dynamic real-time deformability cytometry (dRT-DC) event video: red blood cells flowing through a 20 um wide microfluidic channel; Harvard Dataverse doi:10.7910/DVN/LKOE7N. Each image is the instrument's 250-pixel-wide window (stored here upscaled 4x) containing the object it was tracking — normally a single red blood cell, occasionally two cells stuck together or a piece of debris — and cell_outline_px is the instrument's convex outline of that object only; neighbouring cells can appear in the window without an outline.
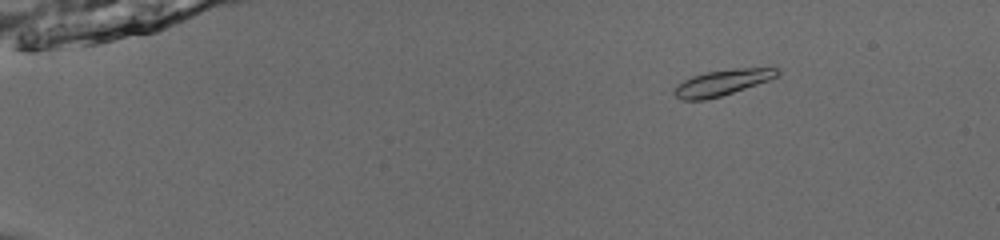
{"species": "common noctule bat (a hibernating species)", "species_latin": "Nyctalus noctula", "temperature_condition": "room temperature", "stored_images_in_passage": 53, "camera_frame_rate_fps": 3000, "um_per_image_px": 0.085, "animal": {"sex": "male", "body_mass_g": 13.0, "forearm_length_mm": 53.1}, "frame": {"image": 1, "passage_image": 10, "time_ms": 3.0, "image_size_px": [1000, 240], "cell_outline_px": [[780, 72], [776, 76], [768, 80], [720, 96], [704, 100], [684, 100], [676, 96], [672, 92], [672, 88], [684, 80], [692, 76], [704, 72], [736, 68], [776, 68]], "centroid_in_image_um": [61.31, 7.02], "position_along_channel_um": 23.7, "area_um2": 15.26}}
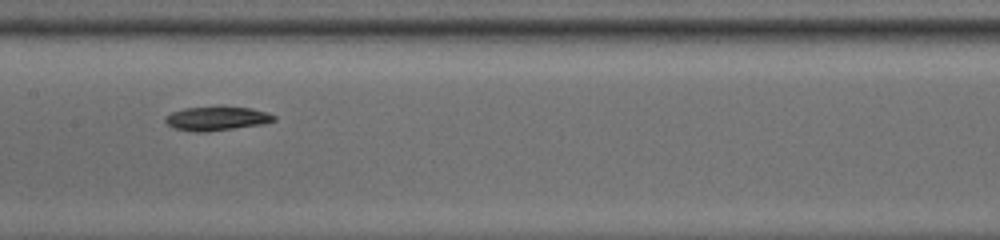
{"frame": {"image": 2, "passage_image": 31, "time_ms": 10.0, "image_size_px": [1000, 240], "cell_outline_px": [[276, 120], [264, 124], [208, 132], [196, 132], [172, 128], [164, 120], [164, 116], [172, 112], [184, 108], [224, 104], [252, 108], [268, 112], [276, 116]], "centroid_in_image_um": [18.44, 10.04], "position_along_channel_um": 189.0, "area_um2": 16.01}}
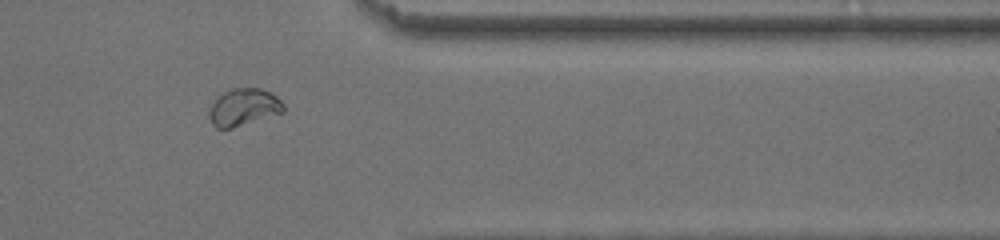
{"frame": {"image": 3, "passage_image": 47, "time_ms": 15.333, "image_size_px": [1000, 240], "cell_outline_px": [[284, 112], [232, 128], [216, 128], [212, 124], [208, 116], [208, 112], [216, 96], [232, 88], [260, 88], [276, 96], [284, 104]], "centroid_in_image_um": [20.68, 9.11], "position_along_channel_um": 390.7, "area_um2": 16.13}}